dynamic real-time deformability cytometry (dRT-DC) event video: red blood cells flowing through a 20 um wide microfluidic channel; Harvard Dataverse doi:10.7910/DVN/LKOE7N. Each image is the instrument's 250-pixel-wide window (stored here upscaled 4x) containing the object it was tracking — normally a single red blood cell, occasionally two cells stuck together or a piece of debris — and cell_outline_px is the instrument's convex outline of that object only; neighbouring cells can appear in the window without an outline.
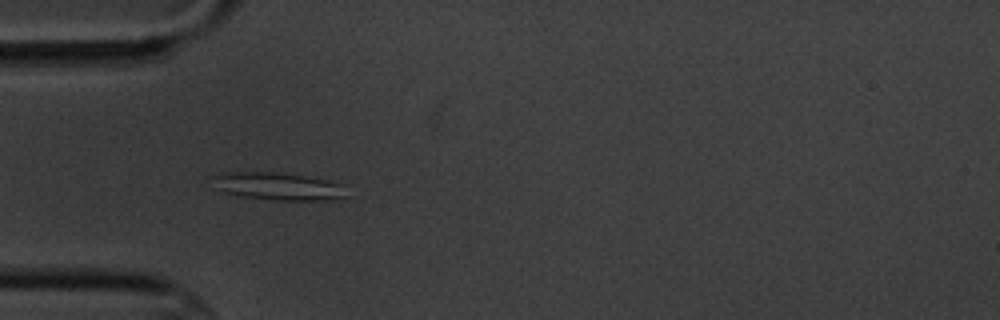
{"species": "common noctule bat (a hibernating species)", "species_latin": "Nyctalus noctula", "temperature_condition": "cold", "stored_images_in_passage": 5, "camera_frame_rate_fps": 3000, "um_per_image_px": 0.085, "animal": {"sex": "male", "body_mass_g": 20.1, "forearm_length_mm": 53.5}, "frame": {"image": 1, "passage_image": 3, "time_ms": 3.0, "image_size_px": [1000, 320], "cell_outline_px": [[344, 196], [328, 200], [276, 200], [236, 196], [212, 188], [208, 176], [220, 172], [276, 172], [304, 176], [324, 180], [340, 184]], "centroid_in_image_um": [23.38, 15.82], "position_along_channel_um": 61.6, "area_um2": 21.68}}
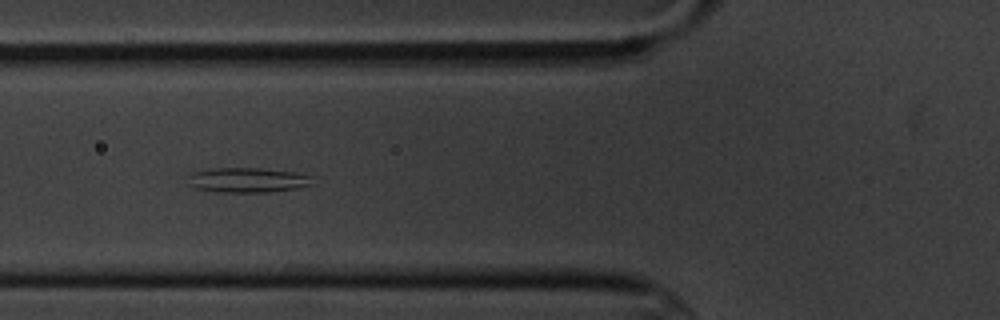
{"frame": {"image": 2, "passage_image": 4, "time_ms": 4.333, "image_size_px": [1000, 320], "cell_outline_px": [[312, 184], [296, 188], [268, 192], [212, 192], [192, 188], [188, 184], [184, 176], [192, 172], [212, 168], [260, 168], [296, 172], [312, 176]], "centroid_in_image_um": [20.93, 15.3], "position_along_channel_um": 104.9, "area_um2": 18.44}}